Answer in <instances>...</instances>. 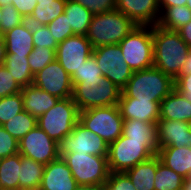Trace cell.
<instances>
[{
  "mask_svg": "<svg viewBox=\"0 0 191 190\" xmlns=\"http://www.w3.org/2000/svg\"><path fill=\"white\" fill-rule=\"evenodd\" d=\"M152 37L153 66L175 80L180 75L191 48L177 31L167 30L158 25L152 26Z\"/></svg>",
  "mask_w": 191,
  "mask_h": 190,
  "instance_id": "1",
  "label": "cell"
},
{
  "mask_svg": "<svg viewBox=\"0 0 191 190\" xmlns=\"http://www.w3.org/2000/svg\"><path fill=\"white\" fill-rule=\"evenodd\" d=\"M174 87V79L162 70L152 66L133 72L120 97H132L144 101L161 102Z\"/></svg>",
  "mask_w": 191,
  "mask_h": 190,
  "instance_id": "2",
  "label": "cell"
},
{
  "mask_svg": "<svg viewBox=\"0 0 191 190\" xmlns=\"http://www.w3.org/2000/svg\"><path fill=\"white\" fill-rule=\"evenodd\" d=\"M157 141L130 140L123 134L108 145V167L110 172H126L138 163L157 155Z\"/></svg>",
  "mask_w": 191,
  "mask_h": 190,
  "instance_id": "3",
  "label": "cell"
},
{
  "mask_svg": "<svg viewBox=\"0 0 191 190\" xmlns=\"http://www.w3.org/2000/svg\"><path fill=\"white\" fill-rule=\"evenodd\" d=\"M136 26L125 14L113 10L93 15L86 37L93 48L119 44Z\"/></svg>",
  "mask_w": 191,
  "mask_h": 190,
  "instance_id": "4",
  "label": "cell"
},
{
  "mask_svg": "<svg viewBox=\"0 0 191 190\" xmlns=\"http://www.w3.org/2000/svg\"><path fill=\"white\" fill-rule=\"evenodd\" d=\"M76 183L85 186H103L110 174L107 156L77 152L60 153Z\"/></svg>",
  "mask_w": 191,
  "mask_h": 190,
  "instance_id": "5",
  "label": "cell"
},
{
  "mask_svg": "<svg viewBox=\"0 0 191 190\" xmlns=\"http://www.w3.org/2000/svg\"><path fill=\"white\" fill-rule=\"evenodd\" d=\"M79 121V110L72 97L59 99L57 103L37 119V125L50 138L59 143L70 134Z\"/></svg>",
  "mask_w": 191,
  "mask_h": 190,
  "instance_id": "6",
  "label": "cell"
},
{
  "mask_svg": "<svg viewBox=\"0 0 191 190\" xmlns=\"http://www.w3.org/2000/svg\"><path fill=\"white\" fill-rule=\"evenodd\" d=\"M119 45L124 60L132 71H140L153 66L152 26L137 25Z\"/></svg>",
  "mask_w": 191,
  "mask_h": 190,
  "instance_id": "7",
  "label": "cell"
},
{
  "mask_svg": "<svg viewBox=\"0 0 191 190\" xmlns=\"http://www.w3.org/2000/svg\"><path fill=\"white\" fill-rule=\"evenodd\" d=\"M123 121L118 105L94 107L79 112V122L108 145L122 135Z\"/></svg>",
  "mask_w": 191,
  "mask_h": 190,
  "instance_id": "8",
  "label": "cell"
},
{
  "mask_svg": "<svg viewBox=\"0 0 191 190\" xmlns=\"http://www.w3.org/2000/svg\"><path fill=\"white\" fill-rule=\"evenodd\" d=\"M121 92V89L104 76L99 84L73 83L72 99L80 112L94 107L118 105Z\"/></svg>",
  "mask_w": 191,
  "mask_h": 190,
  "instance_id": "9",
  "label": "cell"
},
{
  "mask_svg": "<svg viewBox=\"0 0 191 190\" xmlns=\"http://www.w3.org/2000/svg\"><path fill=\"white\" fill-rule=\"evenodd\" d=\"M93 57L97 61L103 76L123 89L132 77V69L124 60L119 44H109L93 49Z\"/></svg>",
  "mask_w": 191,
  "mask_h": 190,
  "instance_id": "10",
  "label": "cell"
},
{
  "mask_svg": "<svg viewBox=\"0 0 191 190\" xmlns=\"http://www.w3.org/2000/svg\"><path fill=\"white\" fill-rule=\"evenodd\" d=\"M20 155L47 165L60 157L59 145L48 134L36 125L20 141Z\"/></svg>",
  "mask_w": 191,
  "mask_h": 190,
  "instance_id": "11",
  "label": "cell"
},
{
  "mask_svg": "<svg viewBox=\"0 0 191 190\" xmlns=\"http://www.w3.org/2000/svg\"><path fill=\"white\" fill-rule=\"evenodd\" d=\"M59 153H82L96 156L108 155V144L100 136L84 127L79 121L72 132L58 143Z\"/></svg>",
  "mask_w": 191,
  "mask_h": 190,
  "instance_id": "12",
  "label": "cell"
},
{
  "mask_svg": "<svg viewBox=\"0 0 191 190\" xmlns=\"http://www.w3.org/2000/svg\"><path fill=\"white\" fill-rule=\"evenodd\" d=\"M93 49L86 36L74 35L58 44L55 59L72 76L83 62L93 54Z\"/></svg>",
  "mask_w": 191,
  "mask_h": 190,
  "instance_id": "13",
  "label": "cell"
},
{
  "mask_svg": "<svg viewBox=\"0 0 191 190\" xmlns=\"http://www.w3.org/2000/svg\"><path fill=\"white\" fill-rule=\"evenodd\" d=\"M32 84L59 99L73 94L71 76L56 59L34 75Z\"/></svg>",
  "mask_w": 191,
  "mask_h": 190,
  "instance_id": "14",
  "label": "cell"
},
{
  "mask_svg": "<svg viewBox=\"0 0 191 190\" xmlns=\"http://www.w3.org/2000/svg\"><path fill=\"white\" fill-rule=\"evenodd\" d=\"M116 10L139 26H154L160 16L159 0H116Z\"/></svg>",
  "mask_w": 191,
  "mask_h": 190,
  "instance_id": "15",
  "label": "cell"
},
{
  "mask_svg": "<svg viewBox=\"0 0 191 190\" xmlns=\"http://www.w3.org/2000/svg\"><path fill=\"white\" fill-rule=\"evenodd\" d=\"M77 187L78 184L62 157L45 165L39 190H76Z\"/></svg>",
  "mask_w": 191,
  "mask_h": 190,
  "instance_id": "16",
  "label": "cell"
},
{
  "mask_svg": "<svg viewBox=\"0 0 191 190\" xmlns=\"http://www.w3.org/2000/svg\"><path fill=\"white\" fill-rule=\"evenodd\" d=\"M157 146L160 147H191V133L187 122L159 119L156 123Z\"/></svg>",
  "mask_w": 191,
  "mask_h": 190,
  "instance_id": "17",
  "label": "cell"
},
{
  "mask_svg": "<svg viewBox=\"0 0 191 190\" xmlns=\"http://www.w3.org/2000/svg\"><path fill=\"white\" fill-rule=\"evenodd\" d=\"M118 108L124 120L138 119L143 122L157 123L160 102L144 101L132 97H120Z\"/></svg>",
  "mask_w": 191,
  "mask_h": 190,
  "instance_id": "18",
  "label": "cell"
},
{
  "mask_svg": "<svg viewBox=\"0 0 191 190\" xmlns=\"http://www.w3.org/2000/svg\"><path fill=\"white\" fill-rule=\"evenodd\" d=\"M22 98L24 110L38 119L43 113L52 108L58 97L31 84L22 88Z\"/></svg>",
  "mask_w": 191,
  "mask_h": 190,
  "instance_id": "19",
  "label": "cell"
},
{
  "mask_svg": "<svg viewBox=\"0 0 191 190\" xmlns=\"http://www.w3.org/2000/svg\"><path fill=\"white\" fill-rule=\"evenodd\" d=\"M4 35L6 54L30 55L34 48L32 24L27 20Z\"/></svg>",
  "mask_w": 191,
  "mask_h": 190,
  "instance_id": "20",
  "label": "cell"
},
{
  "mask_svg": "<svg viewBox=\"0 0 191 190\" xmlns=\"http://www.w3.org/2000/svg\"><path fill=\"white\" fill-rule=\"evenodd\" d=\"M159 119L187 122L191 119V102L174 89L160 102Z\"/></svg>",
  "mask_w": 191,
  "mask_h": 190,
  "instance_id": "21",
  "label": "cell"
},
{
  "mask_svg": "<svg viewBox=\"0 0 191 190\" xmlns=\"http://www.w3.org/2000/svg\"><path fill=\"white\" fill-rule=\"evenodd\" d=\"M160 161L176 173L189 177L191 172V147H160L157 151Z\"/></svg>",
  "mask_w": 191,
  "mask_h": 190,
  "instance_id": "22",
  "label": "cell"
},
{
  "mask_svg": "<svg viewBox=\"0 0 191 190\" xmlns=\"http://www.w3.org/2000/svg\"><path fill=\"white\" fill-rule=\"evenodd\" d=\"M157 169V155L149 160L138 163L125 173L137 190H155L154 177Z\"/></svg>",
  "mask_w": 191,
  "mask_h": 190,
  "instance_id": "23",
  "label": "cell"
},
{
  "mask_svg": "<svg viewBox=\"0 0 191 190\" xmlns=\"http://www.w3.org/2000/svg\"><path fill=\"white\" fill-rule=\"evenodd\" d=\"M45 165L20 155L19 189L39 190Z\"/></svg>",
  "mask_w": 191,
  "mask_h": 190,
  "instance_id": "24",
  "label": "cell"
},
{
  "mask_svg": "<svg viewBox=\"0 0 191 190\" xmlns=\"http://www.w3.org/2000/svg\"><path fill=\"white\" fill-rule=\"evenodd\" d=\"M64 13L74 35H87L93 14L75 0H66Z\"/></svg>",
  "mask_w": 191,
  "mask_h": 190,
  "instance_id": "25",
  "label": "cell"
},
{
  "mask_svg": "<svg viewBox=\"0 0 191 190\" xmlns=\"http://www.w3.org/2000/svg\"><path fill=\"white\" fill-rule=\"evenodd\" d=\"M29 55L6 54L4 66L23 88L33 83L34 75L28 63Z\"/></svg>",
  "mask_w": 191,
  "mask_h": 190,
  "instance_id": "26",
  "label": "cell"
},
{
  "mask_svg": "<svg viewBox=\"0 0 191 190\" xmlns=\"http://www.w3.org/2000/svg\"><path fill=\"white\" fill-rule=\"evenodd\" d=\"M66 0L37 2L33 12L27 19L32 25H48L64 13Z\"/></svg>",
  "mask_w": 191,
  "mask_h": 190,
  "instance_id": "27",
  "label": "cell"
},
{
  "mask_svg": "<svg viewBox=\"0 0 191 190\" xmlns=\"http://www.w3.org/2000/svg\"><path fill=\"white\" fill-rule=\"evenodd\" d=\"M20 153L0 159V190L19 189Z\"/></svg>",
  "mask_w": 191,
  "mask_h": 190,
  "instance_id": "28",
  "label": "cell"
},
{
  "mask_svg": "<svg viewBox=\"0 0 191 190\" xmlns=\"http://www.w3.org/2000/svg\"><path fill=\"white\" fill-rule=\"evenodd\" d=\"M191 21V10L186 6L166 7L160 12L156 25L167 30L177 31Z\"/></svg>",
  "mask_w": 191,
  "mask_h": 190,
  "instance_id": "29",
  "label": "cell"
},
{
  "mask_svg": "<svg viewBox=\"0 0 191 190\" xmlns=\"http://www.w3.org/2000/svg\"><path fill=\"white\" fill-rule=\"evenodd\" d=\"M122 134L130 140L157 141L156 123L138 119L124 120Z\"/></svg>",
  "mask_w": 191,
  "mask_h": 190,
  "instance_id": "30",
  "label": "cell"
},
{
  "mask_svg": "<svg viewBox=\"0 0 191 190\" xmlns=\"http://www.w3.org/2000/svg\"><path fill=\"white\" fill-rule=\"evenodd\" d=\"M185 178L167 167L157 156V169L154 177L155 190H182Z\"/></svg>",
  "mask_w": 191,
  "mask_h": 190,
  "instance_id": "31",
  "label": "cell"
},
{
  "mask_svg": "<svg viewBox=\"0 0 191 190\" xmlns=\"http://www.w3.org/2000/svg\"><path fill=\"white\" fill-rule=\"evenodd\" d=\"M37 125V119L27 111H22L9 119L2 126L17 141H20L29 131Z\"/></svg>",
  "mask_w": 191,
  "mask_h": 190,
  "instance_id": "32",
  "label": "cell"
},
{
  "mask_svg": "<svg viewBox=\"0 0 191 190\" xmlns=\"http://www.w3.org/2000/svg\"><path fill=\"white\" fill-rule=\"evenodd\" d=\"M103 74L97 65L96 59L91 55L87 58L78 71L71 76L72 83H97L102 80Z\"/></svg>",
  "mask_w": 191,
  "mask_h": 190,
  "instance_id": "33",
  "label": "cell"
},
{
  "mask_svg": "<svg viewBox=\"0 0 191 190\" xmlns=\"http://www.w3.org/2000/svg\"><path fill=\"white\" fill-rule=\"evenodd\" d=\"M24 111L22 92L0 98V126Z\"/></svg>",
  "mask_w": 191,
  "mask_h": 190,
  "instance_id": "34",
  "label": "cell"
},
{
  "mask_svg": "<svg viewBox=\"0 0 191 190\" xmlns=\"http://www.w3.org/2000/svg\"><path fill=\"white\" fill-rule=\"evenodd\" d=\"M55 60V50L47 47L33 48L28 56V63L31 68V72L35 75L42 70L45 66Z\"/></svg>",
  "mask_w": 191,
  "mask_h": 190,
  "instance_id": "35",
  "label": "cell"
},
{
  "mask_svg": "<svg viewBox=\"0 0 191 190\" xmlns=\"http://www.w3.org/2000/svg\"><path fill=\"white\" fill-rule=\"evenodd\" d=\"M32 40L35 48L47 47L55 51L59 44L47 25H32Z\"/></svg>",
  "mask_w": 191,
  "mask_h": 190,
  "instance_id": "36",
  "label": "cell"
},
{
  "mask_svg": "<svg viewBox=\"0 0 191 190\" xmlns=\"http://www.w3.org/2000/svg\"><path fill=\"white\" fill-rule=\"evenodd\" d=\"M26 19L17 11V9L12 5H7L2 7V16L0 22V34H4L7 31L19 26Z\"/></svg>",
  "mask_w": 191,
  "mask_h": 190,
  "instance_id": "37",
  "label": "cell"
},
{
  "mask_svg": "<svg viewBox=\"0 0 191 190\" xmlns=\"http://www.w3.org/2000/svg\"><path fill=\"white\" fill-rule=\"evenodd\" d=\"M47 27L58 43L64 41L68 37L74 36L73 30L67 21V16L65 13H62L55 18L47 25Z\"/></svg>",
  "mask_w": 191,
  "mask_h": 190,
  "instance_id": "38",
  "label": "cell"
},
{
  "mask_svg": "<svg viewBox=\"0 0 191 190\" xmlns=\"http://www.w3.org/2000/svg\"><path fill=\"white\" fill-rule=\"evenodd\" d=\"M22 87L17 83L4 65H0V98L17 94Z\"/></svg>",
  "mask_w": 191,
  "mask_h": 190,
  "instance_id": "39",
  "label": "cell"
},
{
  "mask_svg": "<svg viewBox=\"0 0 191 190\" xmlns=\"http://www.w3.org/2000/svg\"><path fill=\"white\" fill-rule=\"evenodd\" d=\"M103 190H137L125 172H110Z\"/></svg>",
  "mask_w": 191,
  "mask_h": 190,
  "instance_id": "40",
  "label": "cell"
},
{
  "mask_svg": "<svg viewBox=\"0 0 191 190\" xmlns=\"http://www.w3.org/2000/svg\"><path fill=\"white\" fill-rule=\"evenodd\" d=\"M19 153L18 141L0 126V159Z\"/></svg>",
  "mask_w": 191,
  "mask_h": 190,
  "instance_id": "41",
  "label": "cell"
},
{
  "mask_svg": "<svg viewBox=\"0 0 191 190\" xmlns=\"http://www.w3.org/2000/svg\"><path fill=\"white\" fill-rule=\"evenodd\" d=\"M93 15L116 10V0H75Z\"/></svg>",
  "mask_w": 191,
  "mask_h": 190,
  "instance_id": "42",
  "label": "cell"
},
{
  "mask_svg": "<svg viewBox=\"0 0 191 190\" xmlns=\"http://www.w3.org/2000/svg\"><path fill=\"white\" fill-rule=\"evenodd\" d=\"M175 89L191 102V74L179 75L174 80Z\"/></svg>",
  "mask_w": 191,
  "mask_h": 190,
  "instance_id": "43",
  "label": "cell"
},
{
  "mask_svg": "<svg viewBox=\"0 0 191 190\" xmlns=\"http://www.w3.org/2000/svg\"><path fill=\"white\" fill-rule=\"evenodd\" d=\"M12 5L27 20L37 5V0H12Z\"/></svg>",
  "mask_w": 191,
  "mask_h": 190,
  "instance_id": "44",
  "label": "cell"
},
{
  "mask_svg": "<svg viewBox=\"0 0 191 190\" xmlns=\"http://www.w3.org/2000/svg\"><path fill=\"white\" fill-rule=\"evenodd\" d=\"M177 32L180 37L187 43V45L191 48V21H189L186 25L180 27Z\"/></svg>",
  "mask_w": 191,
  "mask_h": 190,
  "instance_id": "45",
  "label": "cell"
},
{
  "mask_svg": "<svg viewBox=\"0 0 191 190\" xmlns=\"http://www.w3.org/2000/svg\"><path fill=\"white\" fill-rule=\"evenodd\" d=\"M186 2L187 0H159L160 12L166 7L186 5Z\"/></svg>",
  "mask_w": 191,
  "mask_h": 190,
  "instance_id": "46",
  "label": "cell"
},
{
  "mask_svg": "<svg viewBox=\"0 0 191 190\" xmlns=\"http://www.w3.org/2000/svg\"><path fill=\"white\" fill-rule=\"evenodd\" d=\"M191 74V52L188 54L186 61L182 66V71L180 75H190Z\"/></svg>",
  "mask_w": 191,
  "mask_h": 190,
  "instance_id": "47",
  "label": "cell"
},
{
  "mask_svg": "<svg viewBox=\"0 0 191 190\" xmlns=\"http://www.w3.org/2000/svg\"><path fill=\"white\" fill-rule=\"evenodd\" d=\"M5 55H6V48H5L4 35L0 34V65L4 64Z\"/></svg>",
  "mask_w": 191,
  "mask_h": 190,
  "instance_id": "48",
  "label": "cell"
},
{
  "mask_svg": "<svg viewBox=\"0 0 191 190\" xmlns=\"http://www.w3.org/2000/svg\"><path fill=\"white\" fill-rule=\"evenodd\" d=\"M76 190H103V186H85L78 185Z\"/></svg>",
  "mask_w": 191,
  "mask_h": 190,
  "instance_id": "49",
  "label": "cell"
},
{
  "mask_svg": "<svg viewBox=\"0 0 191 190\" xmlns=\"http://www.w3.org/2000/svg\"><path fill=\"white\" fill-rule=\"evenodd\" d=\"M182 190H191V178L188 177L184 180Z\"/></svg>",
  "mask_w": 191,
  "mask_h": 190,
  "instance_id": "50",
  "label": "cell"
},
{
  "mask_svg": "<svg viewBox=\"0 0 191 190\" xmlns=\"http://www.w3.org/2000/svg\"><path fill=\"white\" fill-rule=\"evenodd\" d=\"M10 4H12V0H0V6L1 7L7 6Z\"/></svg>",
  "mask_w": 191,
  "mask_h": 190,
  "instance_id": "51",
  "label": "cell"
},
{
  "mask_svg": "<svg viewBox=\"0 0 191 190\" xmlns=\"http://www.w3.org/2000/svg\"><path fill=\"white\" fill-rule=\"evenodd\" d=\"M188 131L191 133V119L187 121Z\"/></svg>",
  "mask_w": 191,
  "mask_h": 190,
  "instance_id": "52",
  "label": "cell"
},
{
  "mask_svg": "<svg viewBox=\"0 0 191 190\" xmlns=\"http://www.w3.org/2000/svg\"><path fill=\"white\" fill-rule=\"evenodd\" d=\"M186 6L191 10V0H187Z\"/></svg>",
  "mask_w": 191,
  "mask_h": 190,
  "instance_id": "53",
  "label": "cell"
},
{
  "mask_svg": "<svg viewBox=\"0 0 191 190\" xmlns=\"http://www.w3.org/2000/svg\"><path fill=\"white\" fill-rule=\"evenodd\" d=\"M46 1H54V0H37V2H46Z\"/></svg>",
  "mask_w": 191,
  "mask_h": 190,
  "instance_id": "54",
  "label": "cell"
},
{
  "mask_svg": "<svg viewBox=\"0 0 191 190\" xmlns=\"http://www.w3.org/2000/svg\"><path fill=\"white\" fill-rule=\"evenodd\" d=\"M1 16H2V7L0 6V22H1Z\"/></svg>",
  "mask_w": 191,
  "mask_h": 190,
  "instance_id": "55",
  "label": "cell"
}]
</instances>
